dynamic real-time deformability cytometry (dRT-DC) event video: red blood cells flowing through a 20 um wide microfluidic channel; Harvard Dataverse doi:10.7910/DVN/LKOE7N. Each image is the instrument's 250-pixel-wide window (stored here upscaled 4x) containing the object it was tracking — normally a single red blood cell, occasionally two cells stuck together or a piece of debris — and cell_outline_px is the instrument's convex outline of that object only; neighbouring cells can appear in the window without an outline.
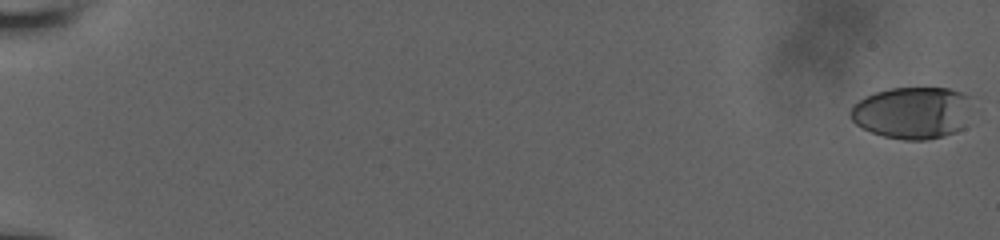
{"species": "human", "species_latin": "Homo sapiens", "temperature_condition": "room temperature", "stored_images_in_passage": 18, "camera_frame_rate_fps": 3000, "um_per_image_px": 0.085, "donor": {"sex": "male"}, "frame": {"image": 1, "passage_image": 1, "time_ms": 0.0, "image_size_px": [1000, 240], "cell_outline_px": [[972, 96], [964, 128], [956, 132], [944, 136], [924, 140], [904, 140], [884, 136], [872, 132], [856, 124], [852, 120], [852, 104], [876, 92], [888, 88], [948, 88]], "centroid_in_image_um": [77.59, 9.58], "position_along_channel_um": 7.4, "area_um2": 36.76}}
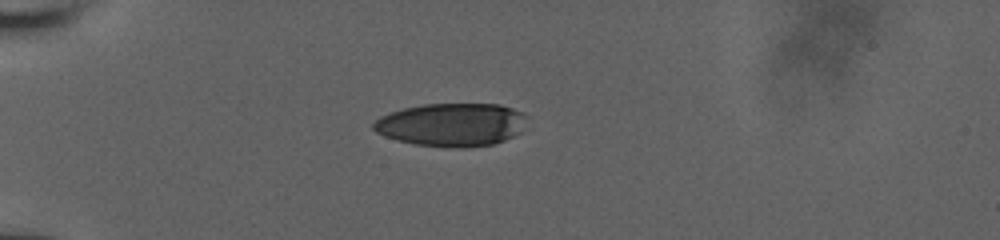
{"frame": {"image": 2, "passage_image": 13, "time_ms": 6.0, "image_size_px": [1000, 240], "cell_outline_px": [[528, 116], [520, 132], [504, 140], [492, 144], [468, 148], [460, 148], [416, 144], [396, 140], [384, 136], [376, 132], [372, 128], [372, 124], [380, 116], [404, 108], [424, 104], [500, 104], [524, 112]], "centroid_in_image_um": [38.4, 10.59], "position_along_channel_um": 46.6, "area_um2": 38.67}}
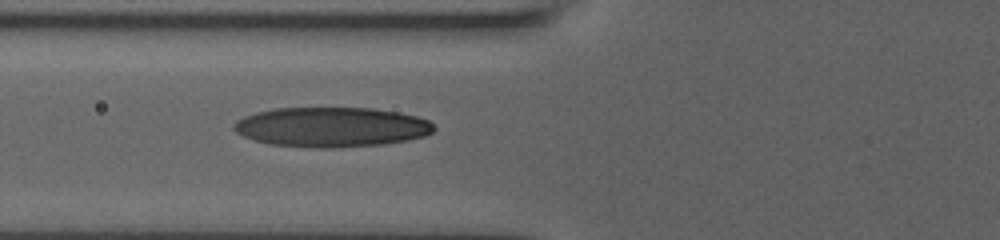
{"frame": {"image": 3, "passage_image": 18, "time_ms": 8.333, "image_size_px": [1000, 240], "cell_outline_px": [[436, 128], [432, 132], [424, 136], [408, 140], [384, 144], [332, 148], [312, 148], [272, 144], [256, 140], [244, 136], [236, 132], [232, 128], [232, 124], [236, 120], [244, 116], [256, 112], [272, 108], [372, 108], [396, 112], [416, 116], [428, 120]], "centroid_in_image_um": [28.15, 10.8], "position_along_channel_um": 97.6, "area_um2": 46.47}}